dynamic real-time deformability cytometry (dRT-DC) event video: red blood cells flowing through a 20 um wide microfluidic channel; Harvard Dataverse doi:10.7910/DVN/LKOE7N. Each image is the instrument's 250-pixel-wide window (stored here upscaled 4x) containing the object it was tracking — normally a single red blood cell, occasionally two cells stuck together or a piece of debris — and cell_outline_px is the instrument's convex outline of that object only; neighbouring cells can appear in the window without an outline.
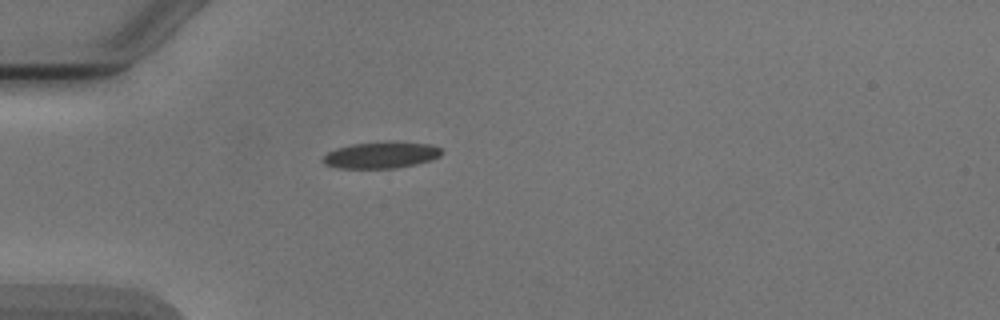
{"species": "Egyptian fruit bat (a non-hibernating species)", "species_latin": "Rousettus aegyptiacus", "temperature_condition": "cold", "stored_images_in_passage": 2, "camera_frame_rate_fps": 3000, "um_per_image_px": 0.085, "animal": {"sex": "male"}, "frame": {"image": 1, "passage_image": 1, "time_ms": 0.0, "image_size_px": [1000, 320], "cell_outline_px": [[444, 152], [440, 156], [432, 160], [416, 164], [396, 168], [340, 168], [324, 164], [320, 160], [328, 152], [336, 148], [352, 144], [432, 144], [440, 148]], "centroid_in_image_um": [32.37, 13.23], "position_along_channel_um": 52.6, "area_um2": 17.57}}